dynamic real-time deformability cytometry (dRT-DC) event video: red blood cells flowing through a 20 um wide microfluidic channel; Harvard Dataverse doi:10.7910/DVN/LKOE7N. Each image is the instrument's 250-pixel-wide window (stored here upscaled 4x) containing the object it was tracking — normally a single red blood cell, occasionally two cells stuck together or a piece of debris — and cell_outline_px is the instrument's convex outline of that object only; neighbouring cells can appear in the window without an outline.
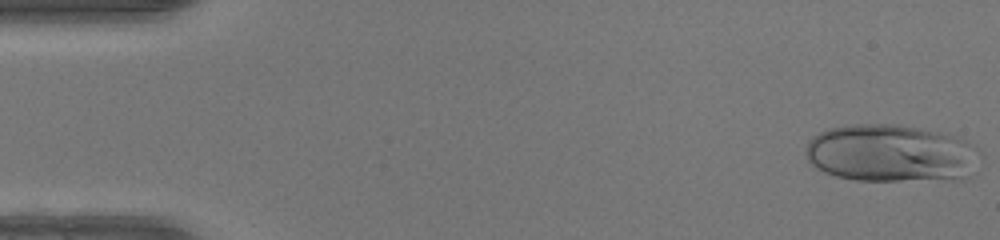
{"species": "human", "species_latin": "Homo sapiens", "temperature_condition": "warm", "stored_images_in_passage": 48, "camera_frame_rate_fps": 3000, "um_per_image_px": 0.085, "donor": {"sex": "female"}, "frame": {"image": 1, "passage_image": 1, "time_ms": 0.0, "image_size_px": [1000, 240], "cell_outline_px": [[980, 148], [968, 176], [960, 180], [852, 180], [836, 176], [824, 172], [816, 168], [808, 160], [804, 152], [808, 140], [812, 136], [828, 128], [852, 124], [896, 124], [920, 128], [940, 132], [956, 136]], "centroid_in_image_um": [75.69, 13.03], "position_along_channel_um": 9.3, "area_um2": 58.78}}
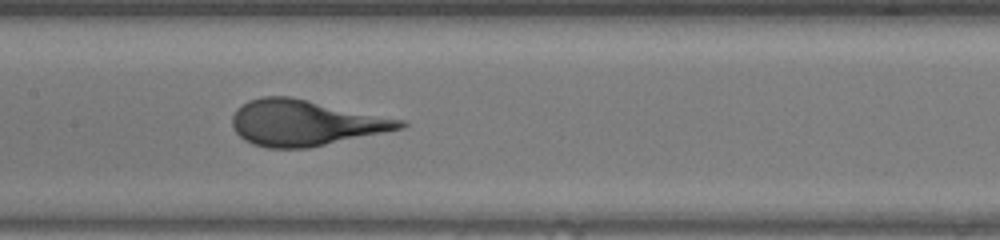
{"frame": {"image": 2, "passage_image": 23, "time_ms": 7.333, "image_size_px": [1000, 240], "cell_outline_px": [[408, 124], [404, 128], [308, 148], [268, 148], [252, 144], [244, 140], [232, 128], [232, 116], [236, 108], [248, 100], [264, 96], [292, 96], [408, 120]], "centroid_in_image_um": [25.96, 10.43], "position_along_channel_um": 181.4, "area_um2": 45.32}}
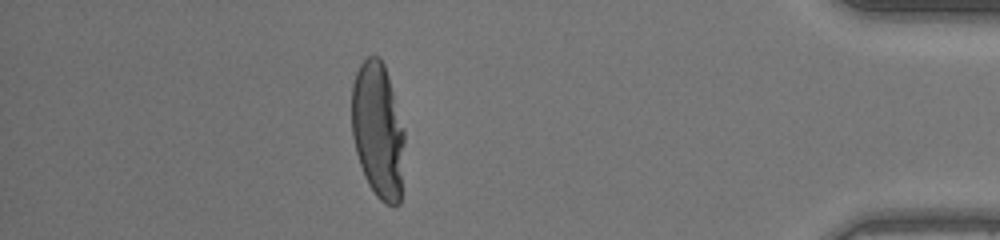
{"frame": {"image": 3, "passage_image": 42, "time_ms": 13.667, "image_size_px": [1000, 240], "cell_outline_px": [[404, 144], [400, 204], [392, 208], [384, 204], [376, 196], [368, 184], [364, 176], [356, 152], [352, 136], [352, 84], [356, 72], [360, 64], [368, 56], [380, 56], [384, 64], [388, 76], [404, 128]], "centroid_in_image_um": [32.13, 11.11], "position_along_channel_um": 403.1, "area_um2": 42.14}}